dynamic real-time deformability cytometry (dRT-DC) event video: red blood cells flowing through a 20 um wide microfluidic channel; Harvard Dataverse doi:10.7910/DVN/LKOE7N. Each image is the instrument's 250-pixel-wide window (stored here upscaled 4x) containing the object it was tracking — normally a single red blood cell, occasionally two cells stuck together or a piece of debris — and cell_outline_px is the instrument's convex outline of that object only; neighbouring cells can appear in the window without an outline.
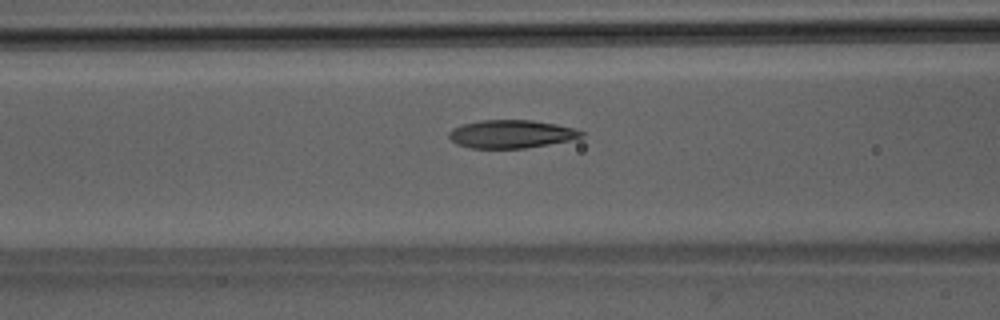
{"species": "Egyptian fruit bat (a non-hibernating species)", "species_latin": "Rousettus aegyptiacus", "temperature_condition": "room temperature", "stored_images_in_passage": 49, "camera_frame_rate_fps": 3000, "um_per_image_px": 0.085, "animal": {"sex": "male"}, "frame": {"image": 1, "passage_image": 19, "time_ms": 6.0, "image_size_px": [1000, 320], "cell_outline_px": [[584, 136], [568, 140], [548, 144], [524, 148], [472, 148], [456, 144], [448, 136], [448, 132], [452, 128], [460, 124], [480, 120], [532, 120], [556, 124], [572, 128], [584, 132]], "centroid_in_image_um": [43.4, 11.38], "position_along_channel_um": 123.2, "area_um2": 21.62}}
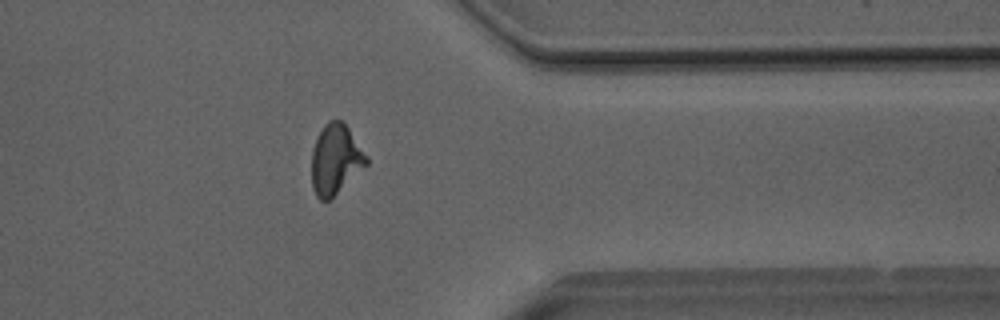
{"frame": {"image": 2, "passage_image": 39, "time_ms": 12.667, "image_size_px": [1000, 320], "cell_outline_px": [[368, 164], [328, 200], [320, 200], [316, 196], [312, 188], [312, 148], [324, 124], [328, 120], [344, 120], [368, 156]], "centroid_in_image_um": [28.53, 13.51], "position_along_channel_um": 382.9, "area_um2": 22.31}}
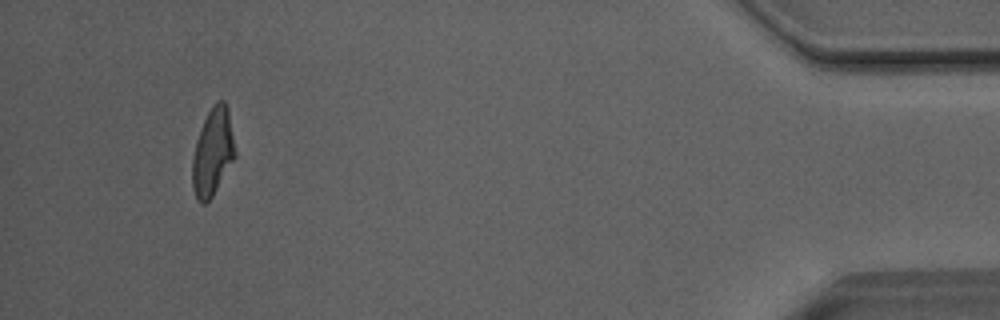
{"frame": {"image": 3, "passage_image": 46, "time_ms": 15.0, "image_size_px": [1000, 320], "cell_outline_px": [[236, 156], [212, 196], [204, 204], [200, 204], [196, 200], [192, 188], [192, 160], [196, 140], [200, 128], [212, 104], [216, 100], [224, 100], [228, 108], [236, 152]], "centroid_in_image_um": [18.07, 12.92], "position_along_channel_um": 417.1, "area_um2": 21.91}, "authors_computed_cell_mechanics": {"area_um2": 22.1374, "velocity_mm_per_s": 4.0435, "shape_relaxation_time_tau1_ms": 7.1114, "shape_relaxation_time_tau2_ms": 1.861, "deformation_change_tau1": 0.2245, "deformation_change_tau2": 0.0867}}